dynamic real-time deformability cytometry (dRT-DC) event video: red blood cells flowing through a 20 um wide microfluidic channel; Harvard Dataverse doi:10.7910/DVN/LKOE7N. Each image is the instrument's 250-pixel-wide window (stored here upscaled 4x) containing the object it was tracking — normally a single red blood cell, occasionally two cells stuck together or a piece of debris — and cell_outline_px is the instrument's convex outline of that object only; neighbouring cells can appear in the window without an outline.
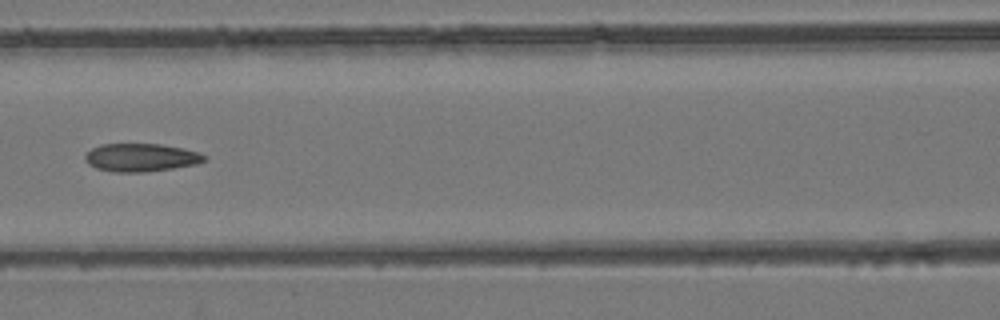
{"species": "common noctule bat (a hibernating species)", "species_latin": "Nyctalus noctula", "temperature_condition": "room temperature", "stored_images_in_passage": 5, "camera_frame_rate_fps": 3000, "um_per_image_px": 0.085, "animal": {"sex": "female", "body_mass_g": 24.6, "forearm_length_mm": 56.2}, "frame": {"image": 1, "passage_image": 5, "time_ms": 1.333, "image_size_px": [1000, 320], "cell_outline_px": [[208, 160], [196, 164], [172, 168], [144, 172], [116, 172], [96, 168], [88, 164], [84, 160], [84, 156], [92, 148], [100, 144], [160, 144], [184, 148], [200, 152], [208, 156]], "centroid_in_image_um": [12.02, 13.38], "position_along_channel_um": 154.6, "area_um2": 19.65}}